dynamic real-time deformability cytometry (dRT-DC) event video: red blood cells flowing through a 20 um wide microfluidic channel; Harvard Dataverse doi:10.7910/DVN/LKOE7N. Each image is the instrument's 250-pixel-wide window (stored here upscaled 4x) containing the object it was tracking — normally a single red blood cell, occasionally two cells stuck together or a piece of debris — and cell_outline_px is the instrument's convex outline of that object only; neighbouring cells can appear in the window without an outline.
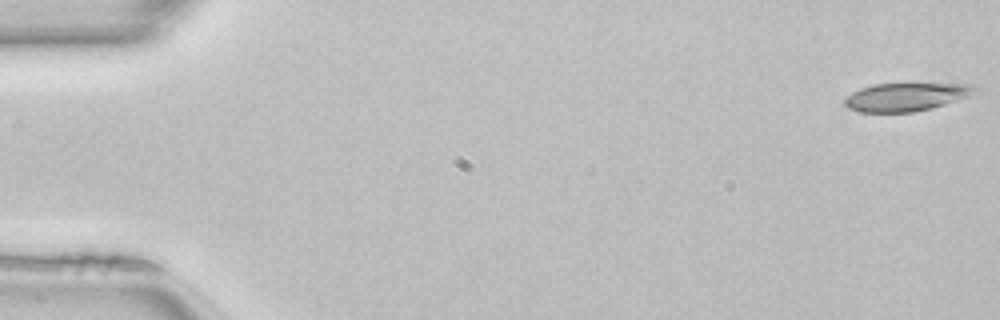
{"species": "common noctule bat (a hibernating species)", "species_latin": "Nyctalus noctula", "temperature_condition": "room temperature", "stored_images_in_passage": 50, "camera_frame_rate_fps": 3000, "um_per_image_px": 0.085, "animal": {"sex": "female", "body_mass_g": 22.7, "forearm_length_mm": 54.2}, "frame": {"image": 1, "passage_image": 1, "time_ms": 0.0, "image_size_px": [1000, 320], "cell_outline_px": [[980, 92], [932, 108], [912, 112], [860, 112], [848, 108], [844, 104], [844, 100], [852, 92], [860, 88], [872, 84], [972, 84], [980, 88]], "centroid_in_image_um": [77.03, 8.23], "position_along_channel_um": 8.0, "area_um2": 21.39}}
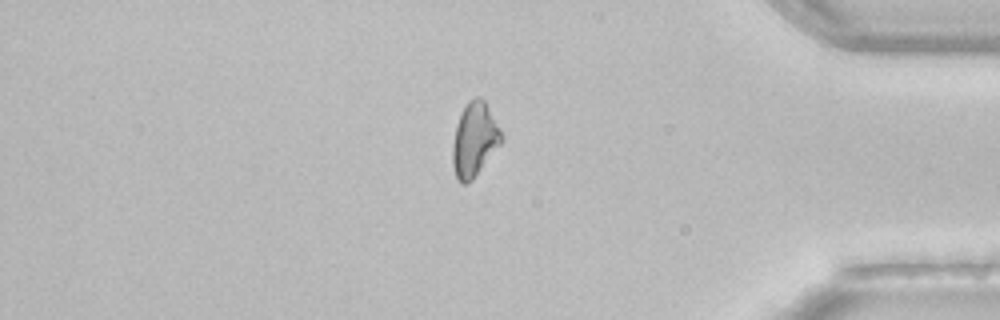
{"frame": {"image": 2, "passage_image": 42, "time_ms": 13.667, "image_size_px": [1000, 320], "cell_outline_px": [[504, 140], [472, 180], [468, 184], [460, 184], [456, 176], [452, 164], [452, 144], [456, 124], [460, 112], [468, 100], [476, 96], [480, 96], [484, 100], [500, 128], [504, 136]], "centroid_in_image_um": [40.32, 11.86], "position_along_channel_um": 394.9, "area_um2": 21.33}}
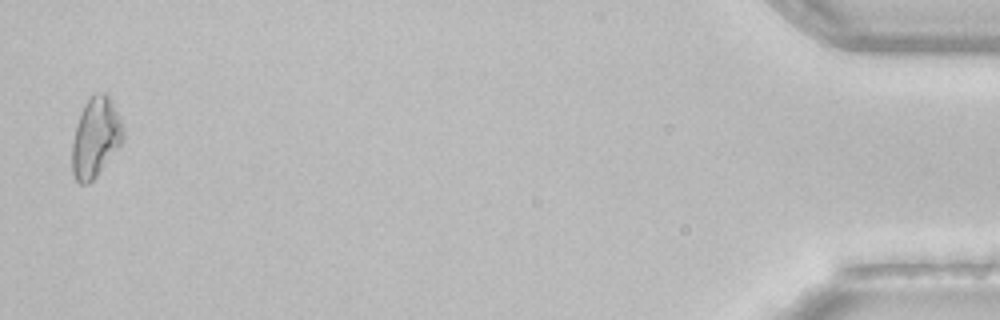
{"frame": {"image": 3, "passage_image": 49, "time_ms": 16.0, "image_size_px": [1000, 320], "cell_outline_px": [[124, 140], [96, 176], [88, 184], [80, 184], [76, 180], [72, 172], [72, 140], [76, 124], [80, 112], [84, 104], [96, 92], [108, 92], [112, 100], [124, 128]], "centroid_in_image_um": [8.12, 11.65], "position_along_channel_um": 427.1, "area_um2": 23.87}, "authors_computed_cell_mechanics": {"area_um2": 21.5594, "velocity_mm_per_s": 4.1215, "shape_relaxation_time_tau1_ms": 5.5816, "shape_relaxation_time_tau2_ms": null, "deformation_change_tau1": 0.169, "deformation_change_tau2": null}}